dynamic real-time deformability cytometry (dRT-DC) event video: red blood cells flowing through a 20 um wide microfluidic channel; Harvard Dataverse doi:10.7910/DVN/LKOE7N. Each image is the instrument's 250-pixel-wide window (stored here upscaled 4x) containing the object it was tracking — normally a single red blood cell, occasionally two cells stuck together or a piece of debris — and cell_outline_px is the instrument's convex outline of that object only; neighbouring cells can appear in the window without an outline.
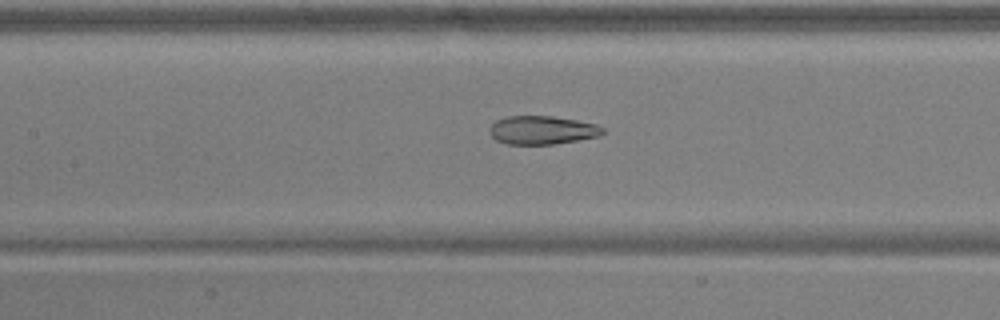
{"species": "common noctule bat (a hibernating species)", "species_latin": "Nyctalus noctula", "temperature_condition": "warm", "stored_images_in_passage": 50, "camera_frame_rate_fps": 3000, "um_per_image_px": 0.085, "animal": {"sex": "male", "body_mass_g": 17.9, "forearm_length_mm": 54.2}, "frame": {"image": 1, "passage_image": 23, "time_ms": 7.333, "image_size_px": [1000, 320], "cell_outline_px": [[604, 132], [600, 136], [556, 144], [508, 144], [496, 140], [488, 132], [488, 128], [496, 120], [508, 116], [552, 116], [576, 120], [596, 124], [604, 128]], "centroid_in_image_um": [46.07, 11.06], "position_along_channel_um": 161.3, "area_um2": 18.84}}
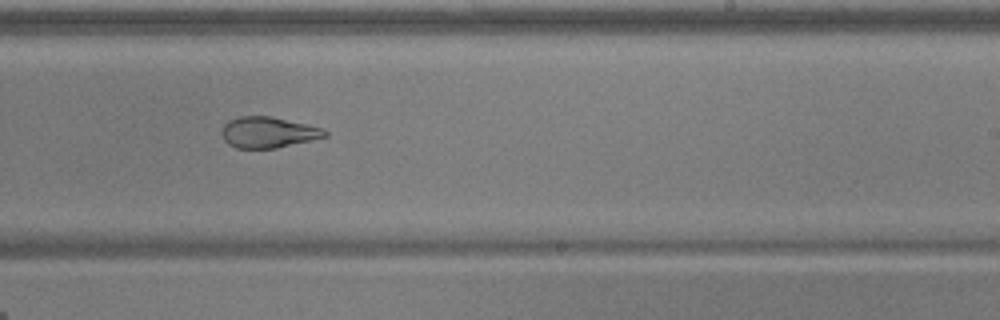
{"frame": {"image": 2, "passage_image": 31, "time_ms": 10.0, "image_size_px": [1000, 320], "cell_outline_px": [[328, 136], [312, 140], [276, 148], [236, 148], [228, 144], [224, 140], [220, 132], [224, 124], [228, 120], [240, 116], [272, 116], [324, 128], [328, 132]], "centroid_in_image_um": [22.79, 11.24], "position_along_channel_um": 266.2, "area_um2": 18.79}}
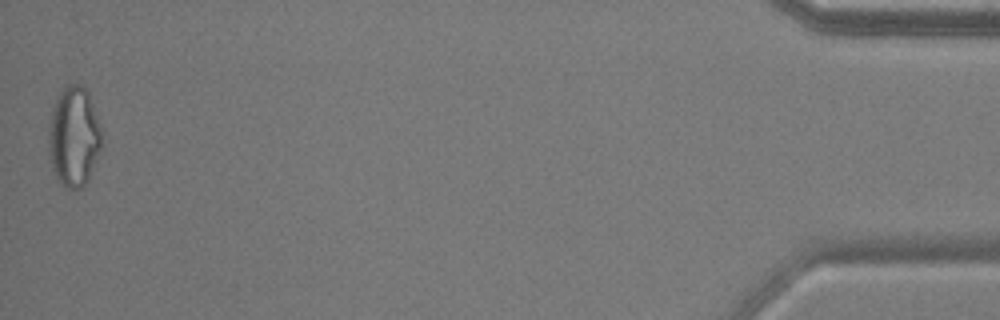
{"frame": {"image": 3, "passage_image": 50, "time_ms": 16.333, "image_size_px": [1000, 320], "cell_outline_px": [[104, 144], [88, 180], [80, 188], [64, 188], [60, 184], [52, 172], [48, 152], [48, 132], [52, 112], [56, 100], [64, 84], [80, 84], [88, 92], [100, 124]], "centroid_in_image_um": [6.29, 11.65], "position_along_channel_um": 428.9, "area_um2": 31.5}, "authors_computed_cell_mechanics": {"area_um2": 22.831, "velocity_mm_per_s": 3.945, "shape_relaxation_time_tau1_ms": null, "shape_relaxation_time_tau2_ms": 1.4015, "deformation_change_tau1": null, "deformation_change_tau2": 0.0732}}